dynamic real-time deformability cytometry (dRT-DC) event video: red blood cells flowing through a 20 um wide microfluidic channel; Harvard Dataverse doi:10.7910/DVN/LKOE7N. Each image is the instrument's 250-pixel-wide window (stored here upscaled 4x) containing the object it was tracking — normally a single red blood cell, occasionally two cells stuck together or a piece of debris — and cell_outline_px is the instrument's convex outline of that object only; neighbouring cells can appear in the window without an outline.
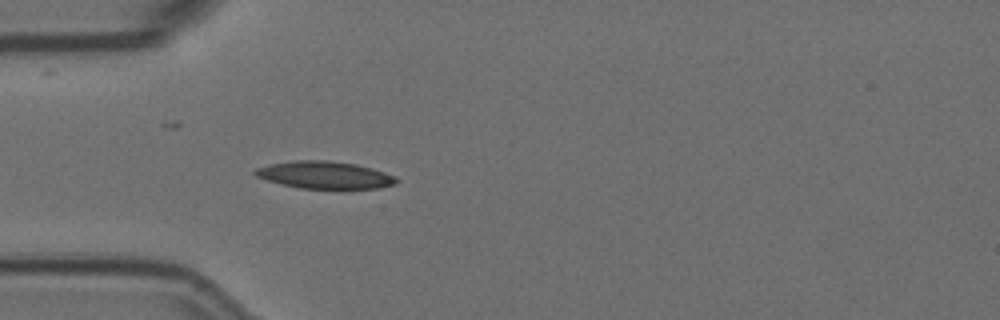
{"species": "Egyptian fruit bat (a non-hibernating species)", "species_latin": "Rousettus aegyptiacus", "temperature_condition": "room temperature", "stored_images_in_passage": 4, "camera_frame_rate_fps": 3000, "um_per_image_px": 0.085, "animal": {"sex": "female"}, "frame": {"image": 1, "passage_image": 4, "time_ms": 1.0, "image_size_px": [1000, 320], "cell_outline_px": [[400, 180], [396, 184], [380, 188], [300, 188], [280, 184], [256, 176], [252, 172], [256, 168], [268, 164], [292, 160], [328, 160], [356, 164], [372, 168], [396, 176]], "centroid_in_image_um": [27.6, 14.86], "position_along_channel_um": 57.4, "area_um2": 22.6}}